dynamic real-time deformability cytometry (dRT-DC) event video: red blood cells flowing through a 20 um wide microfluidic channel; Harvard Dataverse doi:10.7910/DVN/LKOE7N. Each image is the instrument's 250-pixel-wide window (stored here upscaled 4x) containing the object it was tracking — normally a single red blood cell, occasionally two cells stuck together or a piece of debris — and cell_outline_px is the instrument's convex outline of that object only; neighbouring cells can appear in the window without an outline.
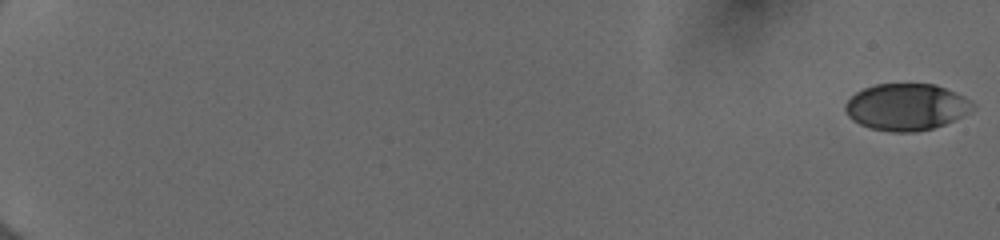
{"species": "human", "species_latin": "Homo sapiens", "temperature_condition": "cold", "stored_images_in_passage": 55, "camera_frame_rate_fps": 3000, "um_per_image_px": 0.085, "donor": {"sex": "female"}, "frame": {"image": 1, "passage_image": 1, "time_ms": 0.0, "image_size_px": [1000, 240], "cell_outline_px": [[976, 108], [944, 124], [932, 128], [916, 132], [892, 132], [868, 128], [852, 120], [848, 116], [844, 108], [844, 104], [856, 92], [864, 88], [876, 84], [936, 84], [964, 96], [972, 100], [976, 104]], "centroid_in_image_um": [77.04, 9.09], "position_along_channel_um": 8.0, "area_um2": 34.8}}
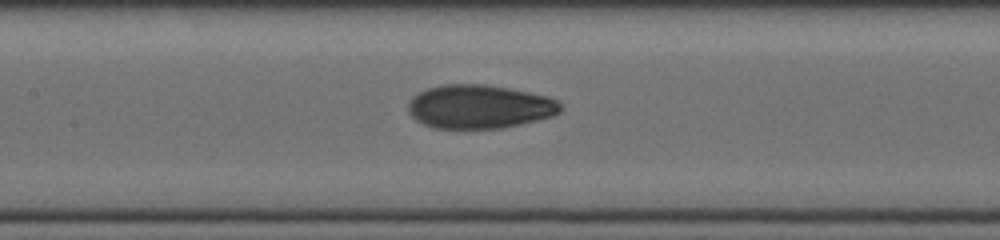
{"frame": {"image": 2, "passage_image": 30, "time_ms": 9.667, "image_size_px": [1000, 240], "cell_outline_px": [[564, 108], [560, 112], [552, 116], [520, 124], [500, 128], [432, 128], [416, 120], [408, 112], [408, 100], [416, 92], [428, 88], [444, 84], [484, 84], [508, 88], [528, 92], [544, 96], [556, 100]], "centroid_in_image_um": [40.7, 9.06], "position_along_channel_um": 166.7, "area_um2": 38.78}}
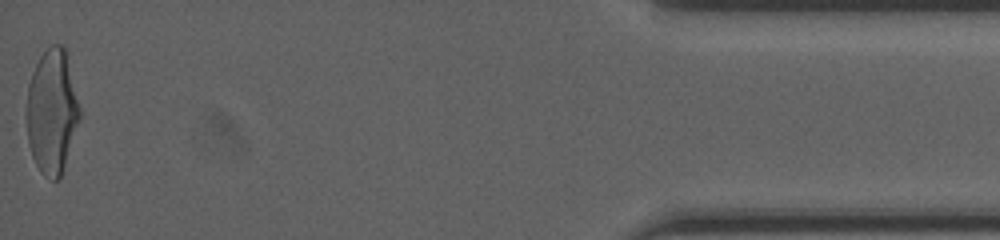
{"frame": {"image": 3, "passage_image": 55, "time_ms": 18.0, "image_size_px": [1000, 240], "cell_outline_px": [[80, 120], [60, 176], [56, 180], [52, 180], [44, 176], [40, 172], [32, 156], [28, 144], [24, 116], [24, 112], [28, 84], [32, 72], [40, 56], [52, 44], [64, 44], [68, 52], [80, 108]], "centroid_in_image_um": [4.39, 9.43], "position_along_channel_um": 430.8, "area_um2": 39.36}, "authors_computed_cell_mechanics": {"area_um2": 37.3388, "velocity_mm_per_s": 4.022, "shape_relaxation_time_tau1_ms": 4.3486, "shape_relaxation_time_tau2_ms": 1.1509, "deformation_change_tau1": 0.1694, "deformation_change_tau2": 0.0593}}